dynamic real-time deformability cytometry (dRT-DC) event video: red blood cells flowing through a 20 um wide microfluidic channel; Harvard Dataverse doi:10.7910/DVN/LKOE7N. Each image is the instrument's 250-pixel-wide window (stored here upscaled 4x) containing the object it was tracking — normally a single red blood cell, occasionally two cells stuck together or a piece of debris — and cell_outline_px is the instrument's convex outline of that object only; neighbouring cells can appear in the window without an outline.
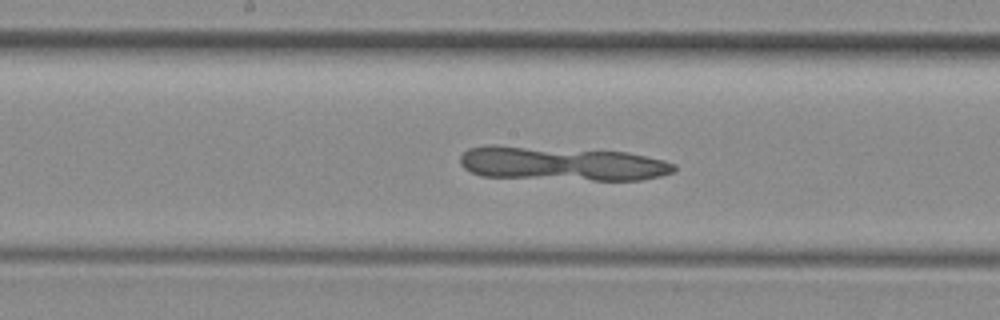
{"species": "common noctule bat (a hibernating species)", "species_latin": "Nyctalus noctula", "temperature_condition": "room temperature", "stored_images_in_passage": 23, "camera_frame_rate_fps": 3000, "um_per_image_px": 0.085, "animal": {"sex": "female", "body_mass_g": 29.2, "forearm_length_mm": 56.3}, "frame": {"image": 1, "passage_image": 18, "time_ms": 5.667, "image_size_px": [1000, 320], "cell_outline_px": [[676, 168], [672, 172], [660, 176], [640, 180], [592, 180], [480, 176], [464, 168], [460, 164], [460, 156], [468, 148], [524, 148], [628, 152], [664, 160], [676, 164]], "centroid_in_image_um": [47.87, 13.96], "position_along_channel_um": 200.3, "area_um2": 40.86}}